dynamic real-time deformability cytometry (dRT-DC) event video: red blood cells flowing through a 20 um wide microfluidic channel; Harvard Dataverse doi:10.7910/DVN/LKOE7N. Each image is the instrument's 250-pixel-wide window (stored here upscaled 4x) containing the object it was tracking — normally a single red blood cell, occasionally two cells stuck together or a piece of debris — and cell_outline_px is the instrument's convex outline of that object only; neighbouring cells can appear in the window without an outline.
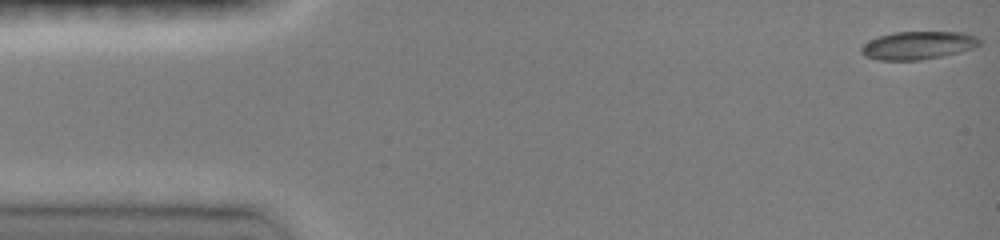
{"species": "common noctule bat (a hibernating species)", "species_latin": "Nyctalus noctula", "temperature_condition": "room temperature", "stored_images_in_passage": 62, "camera_frame_rate_fps": 3000, "um_per_image_px": 0.085, "animal": {"sex": "female", "body_mass_g": 19.0, "forearm_length_mm": 51.5}, "frame": {"image": 1, "passage_image": 1, "time_ms": 0.0, "image_size_px": [1000, 240], "cell_outline_px": [[980, 44], [972, 48], [960, 52], [920, 60], [876, 60], [864, 56], [860, 52], [860, 48], [864, 44], [880, 36], [892, 32], [964, 32], [976, 36], [980, 40]], "centroid_in_image_um": [78.02, 3.85], "position_along_channel_um": 7.0, "area_um2": 19.25}}
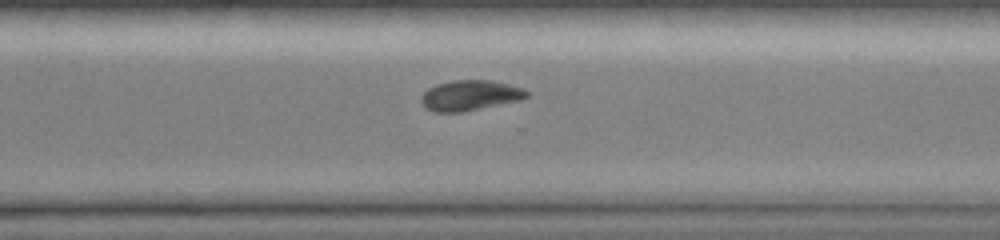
{"frame": {"image": 2, "passage_image": 45, "time_ms": 11.0, "image_size_px": [1000, 240], "cell_outline_px": [[528, 96], [520, 100], [460, 112], [436, 112], [424, 108], [420, 100], [420, 96], [428, 88], [436, 84], [452, 80], [488, 80], [508, 84], [524, 88], [528, 92]], "centroid_in_image_um": [39.91, 8.1], "position_along_channel_um": 330.7, "area_um2": 18.61}}
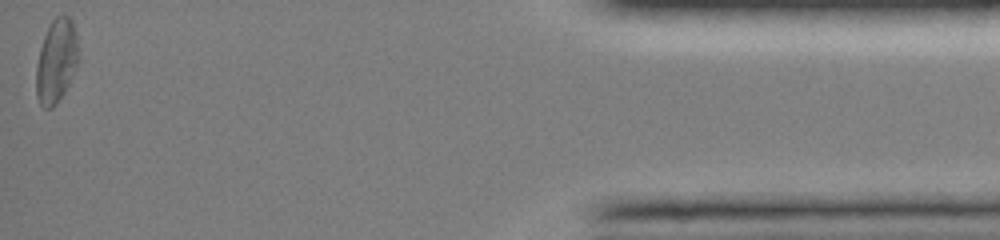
{"frame": {"image": 3, "passage_image": 62, "time_ms": 15.333, "image_size_px": [1000, 240], "cell_outline_px": [[80, 60], [64, 92], [56, 104], [52, 108], [44, 108], [40, 104], [36, 96], [36, 64], [40, 48], [44, 36], [52, 20], [56, 16], [68, 16], [72, 20], [76, 32], [80, 56]], "centroid_in_image_um": [4.8, 5.19], "position_along_channel_um": 430.4, "area_um2": 20.81}, "authors_computed_cell_mechanics": {"area_um2": 19.1318, "velocity_mm_per_s": 4.0539, "shape_relaxation_time_tau1_ms": 3.0794, "shape_relaxation_time_tau2_ms": null, "deformation_change_tau1": 0.1358, "deformation_change_tau2": null}}